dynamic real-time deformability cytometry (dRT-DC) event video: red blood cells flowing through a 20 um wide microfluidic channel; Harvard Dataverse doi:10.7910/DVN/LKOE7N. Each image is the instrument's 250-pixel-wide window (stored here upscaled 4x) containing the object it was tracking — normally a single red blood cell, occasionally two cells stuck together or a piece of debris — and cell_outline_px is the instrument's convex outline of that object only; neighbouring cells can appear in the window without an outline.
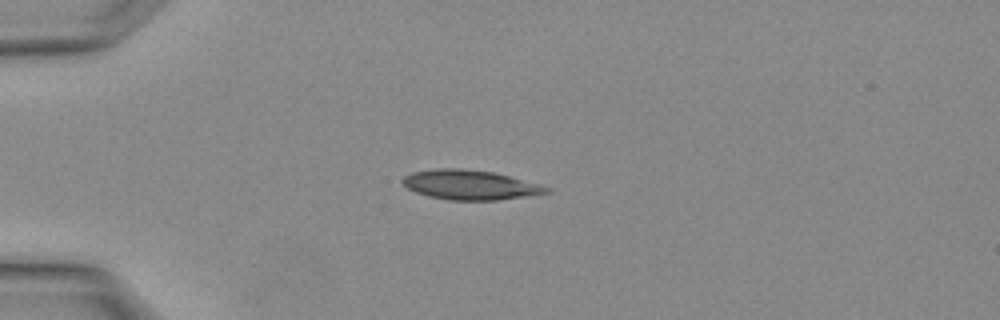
{"species": "Egyptian fruit bat (a non-hibernating species)", "species_latin": "Rousettus aegyptiacus", "temperature_condition": "warm", "stored_images_in_passage": 1, "camera_frame_rate_fps": 3000, "um_per_image_px": 0.085, "animal": {"sex": "female"}, "frame": {"image": 1, "passage_image": 1, "time_ms": 0.0, "image_size_px": [1000, 320], "cell_outline_px": [[552, 192], [496, 200], [448, 200], [428, 196], [416, 192], [408, 188], [400, 180], [404, 176], [412, 172], [436, 168], [460, 168], [492, 172], [540, 184], [552, 188]], "centroid_in_image_um": [39.94, 15.71], "position_along_channel_um": 45.1, "area_um2": 24.74}}